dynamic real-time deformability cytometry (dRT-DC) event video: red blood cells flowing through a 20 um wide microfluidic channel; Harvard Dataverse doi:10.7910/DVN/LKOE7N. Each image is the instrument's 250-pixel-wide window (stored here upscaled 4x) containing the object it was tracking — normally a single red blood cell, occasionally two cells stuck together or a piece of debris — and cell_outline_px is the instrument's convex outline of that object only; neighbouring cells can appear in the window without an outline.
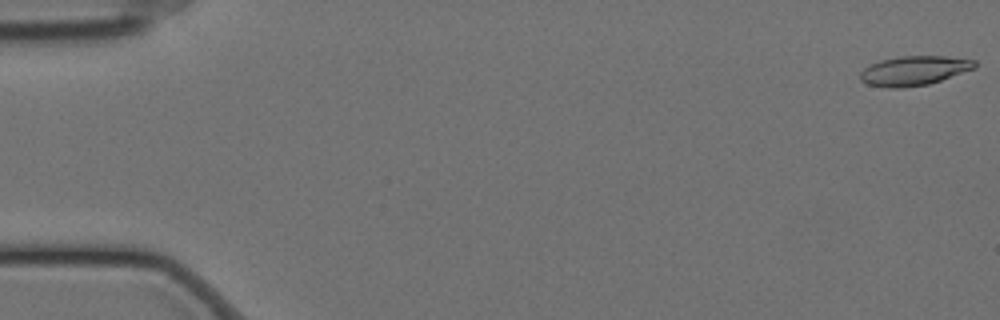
{"species": "Egyptian fruit bat (a non-hibernating species)", "species_latin": "Rousettus aegyptiacus", "temperature_condition": "cold", "stored_images_in_passage": 9, "camera_frame_rate_fps": 3000, "um_per_image_px": 0.085, "animal": {"sex": "female"}, "frame": {"image": 1, "passage_image": 1, "time_ms": 0.0, "image_size_px": [1000, 320], "cell_outline_px": [[976, 68], [928, 84], [904, 88], [892, 88], [868, 84], [860, 80], [860, 72], [864, 68], [880, 60], [900, 56], [944, 56], [976, 60]], "centroid_in_image_um": [77.69, 6.0], "position_along_channel_um": 7.3, "area_um2": 19.54}}